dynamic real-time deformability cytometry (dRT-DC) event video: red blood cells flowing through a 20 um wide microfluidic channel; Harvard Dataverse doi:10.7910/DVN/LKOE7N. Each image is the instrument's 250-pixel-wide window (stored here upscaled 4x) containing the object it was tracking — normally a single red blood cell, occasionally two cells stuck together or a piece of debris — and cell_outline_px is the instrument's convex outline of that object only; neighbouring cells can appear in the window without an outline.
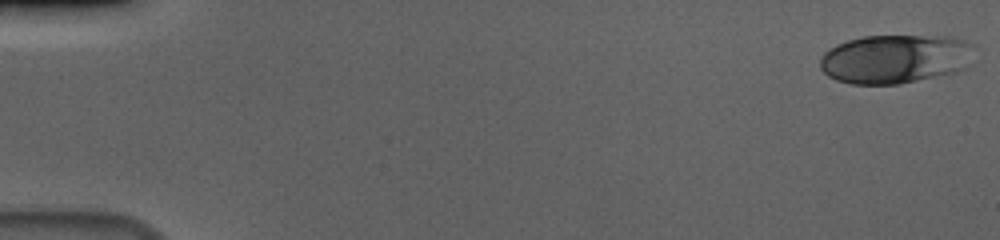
{"species": "human", "species_latin": "Homo sapiens", "temperature_condition": "cold", "stored_images_in_passage": 56, "camera_frame_rate_fps": 3000, "um_per_image_px": 0.085, "donor": {"sex": "male"}, "frame": {"image": 1, "passage_image": 1, "time_ms": 0.0, "image_size_px": [1000, 240], "cell_outline_px": [[976, 44], [964, 68], [956, 72], [900, 84], [852, 84], [836, 80], [828, 76], [820, 68], [820, 56], [828, 48], [836, 44], [848, 40], [864, 36], [952, 36]], "centroid_in_image_um": [76.07, 5.0], "position_along_channel_um": 8.9, "area_um2": 44.22}}
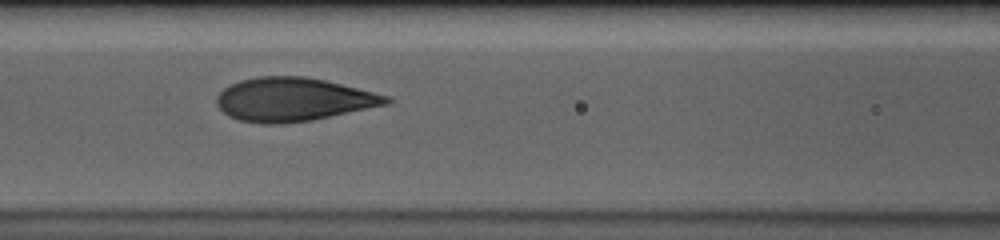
{"frame": {"image": 2, "passage_image": 25, "time_ms": 8.0, "image_size_px": [1000, 240], "cell_outline_px": [[392, 100], [388, 104], [312, 120], [280, 124], [264, 124], [240, 120], [228, 116], [216, 104], [216, 96], [224, 88], [240, 80], [260, 76], [304, 76], [324, 80], [392, 96]], "centroid_in_image_um": [24.93, 8.45], "position_along_channel_um": 141.7, "area_um2": 42.95}}
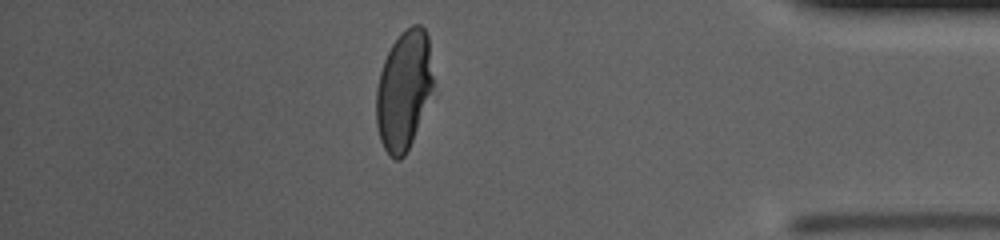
{"frame": {"image": 3, "passage_image": 49, "time_ms": 16.0, "image_size_px": [1000, 240], "cell_outline_px": [[432, 88], [412, 140], [404, 156], [400, 160], [396, 160], [388, 156], [380, 140], [376, 124], [376, 88], [380, 72], [384, 60], [392, 44], [400, 32], [412, 24], [420, 24], [424, 28], [428, 36], [432, 76]], "centroid_in_image_um": [34.28, 7.65], "position_along_channel_um": 400.9, "area_um2": 39.19}, "authors_computed_cell_mechanics": {"area_um2": 42.3385, "velocity_mm_per_s": 3.6602, "shape_relaxation_time_tau1_ms": 5.5233, "shape_relaxation_time_tau2_ms": null, "deformation_change_tau1": 0.209, "deformation_change_tau2": null}}